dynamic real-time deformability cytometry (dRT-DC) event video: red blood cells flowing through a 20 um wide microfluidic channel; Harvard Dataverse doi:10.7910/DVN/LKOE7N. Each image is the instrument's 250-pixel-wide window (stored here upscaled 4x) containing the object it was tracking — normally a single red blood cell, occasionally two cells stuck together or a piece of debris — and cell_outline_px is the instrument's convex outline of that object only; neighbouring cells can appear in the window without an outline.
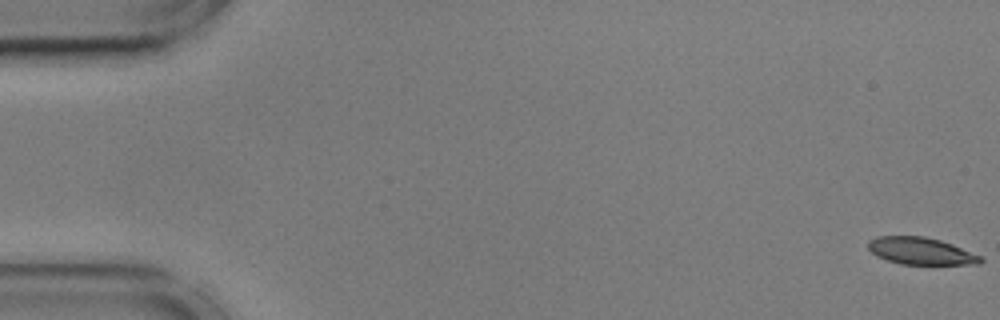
{"species": "common noctule bat (a hibernating species)", "species_latin": "Nyctalus noctula", "temperature_condition": "cold", "stored_images_in_passage": 56, "camera_frame_rate_fps": 3000, "um_per_image_px": 0.085, "animal": {"sex": "male", "body_mass_g": 17.9, "forearm_length_mm": 54.2}, "frame": {"image": 1, "passage_image": 1, "time_ms": 0.0, "image_size_px": [1000, 320], "cell_outline_px": [[984, 260], [980, 264], [900, 264], [876, 256], [868, 248], [868, 240], [876, 236], [924, 236], [940, 240], [952, 244], [984, 256]], "centroid_in_image_um": [78.3, 21.33], "position_along_channel_um": 6.7, "area_um2": 17.92}}
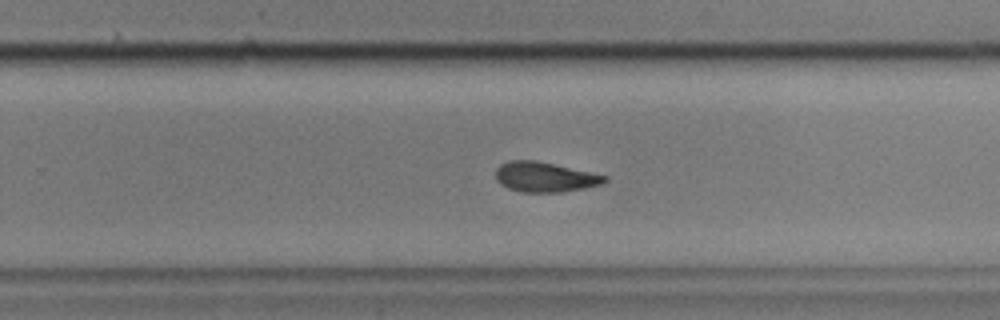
{"frame": {"image": 2, "passage_image": 36, "time_ms": 11.667, "image_size_px": [1000, 320], "cell_outline_px": [[608, 180], [604, 184], [584, 188], [560, 192], [524, 192], [508, 188], [500, 184], [496, 180], [496, 168], [500, 164], [508, 160], [536, 160], [592, 172], [608, 176]], "centroid_in_image_um": [46.32, 15.04], "position_along_channel_um": 283.5, "area_um2": 19.19}}
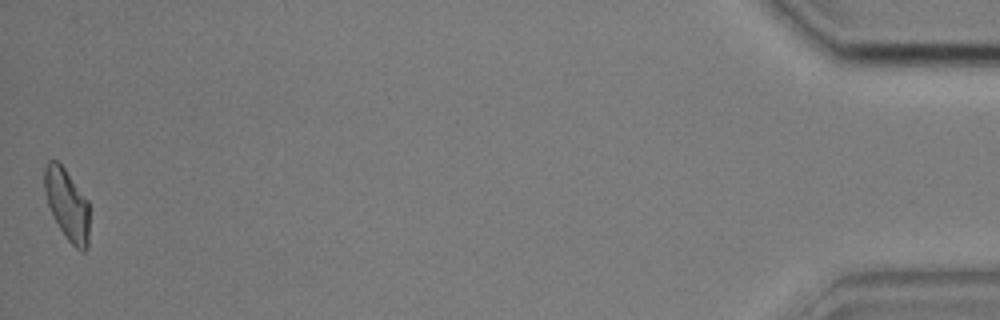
{"frame": {"image": 3, "passage_image": 56, "time_ms": 18.333, "image_size_px": [1000, 320], "cell_outline_px": [[88, 248], [84, 252], [80, 252], [68, 240], [52, 216], [44, 192], [44, 168], [48, 160], [56, 160], [64, 168], [88, 200]], "centroid_in_image_um": [5.69, 17.39], "position_along_channel_um": 429.5, "area_um2": 18.61}, "authors_computed_cell_mechanics": {"area_um2": 19.3052, "velocity_mm_per_s": 3.5824, "shape_relaxation_time_tau1_ms": 5.9857, "shape_relaxation_time_tau2_ms": 3.9468, "deformation_change_tau1": 0.1485, "deformation_change_tau2": 0.1144}}